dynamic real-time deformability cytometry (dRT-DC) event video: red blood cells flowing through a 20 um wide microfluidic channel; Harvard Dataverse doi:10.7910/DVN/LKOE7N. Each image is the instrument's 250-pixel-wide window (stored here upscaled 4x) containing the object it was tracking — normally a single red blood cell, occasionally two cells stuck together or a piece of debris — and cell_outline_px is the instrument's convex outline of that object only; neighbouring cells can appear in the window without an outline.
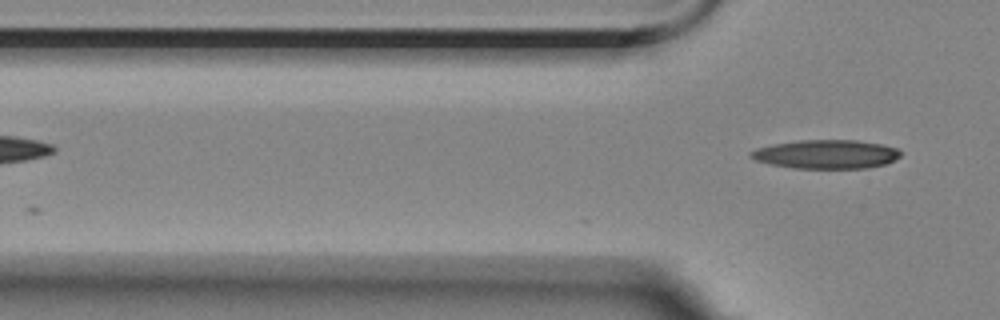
{"species": "Egyptian fruit bat (a non-hibernating species)", "species_latin": "Rousettus aegyptiacus", "temperature_condition": "room temperature", "stored_images_in_passage": 4, "segment_of_instrument_passage": [2, 2], "camera_frame_rate_fps": 3000, "um_per_image_px": 0.085, "animal": {"sex": "female"}, "frame": {"image": 1, "passage_image": 4, "time_ms": 3.333, "image_size_px": [1000, 320], "cell_outline_px": [[900, 156], [884, 164], [868, 168], [792, 168], [772, 164], [756, 160], [748, 156], [756, 148], [772, 144], [800, 140], [856, 140], [880, 144], [896, 148], [900, 152]], "centroid_in_image_um": [70.2, 13.1], "position_along_channel_um": 55.6, "area_um2": 24.91}}